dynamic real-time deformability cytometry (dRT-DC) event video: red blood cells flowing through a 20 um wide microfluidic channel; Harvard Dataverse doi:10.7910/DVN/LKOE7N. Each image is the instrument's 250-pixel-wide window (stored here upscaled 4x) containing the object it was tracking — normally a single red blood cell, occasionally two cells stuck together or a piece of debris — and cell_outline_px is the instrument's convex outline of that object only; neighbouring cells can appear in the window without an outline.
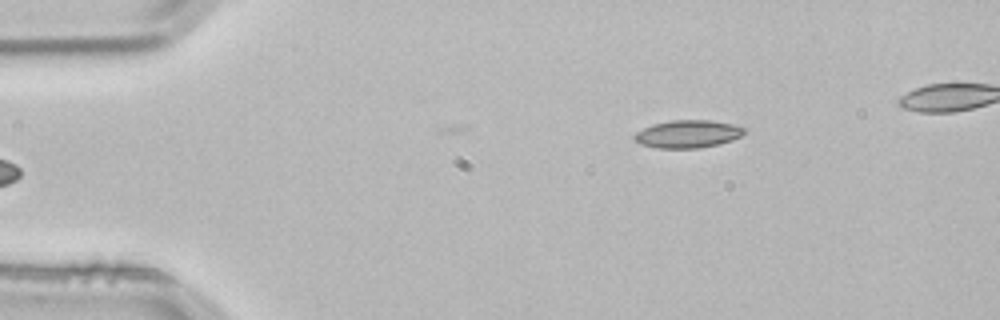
{"species": "common noctule bat (a hibernating species)", "species_latin": "Nyctalus noctula", "temperature_condition": "room temperature", "stored_images_in_passage": 4, "camera_frame_rate_fps": 3000, "um_per_image_px": 0.085, "animal": {"sex": "male", "body_mass_g": 21.5, "forearm_length_mm": 52.0}, "frame": {"image": 1, "passage_image": 4, "time_ms": 1.0, "image_size_px": [1000, 320], "cell_outline_px": [[744, 132], [740, 136], [732, 140], [716, 144], [696, 148], [656, 148], [640, 144], [632, 136], [636, 132], [652, 124], [672, 120], [712, 120], [732, 124], [744, 128]], "centroid_in_image_um": [58.42, 11.38], "position_along_channel_um": 26.6, "area_um2": 17.57}}